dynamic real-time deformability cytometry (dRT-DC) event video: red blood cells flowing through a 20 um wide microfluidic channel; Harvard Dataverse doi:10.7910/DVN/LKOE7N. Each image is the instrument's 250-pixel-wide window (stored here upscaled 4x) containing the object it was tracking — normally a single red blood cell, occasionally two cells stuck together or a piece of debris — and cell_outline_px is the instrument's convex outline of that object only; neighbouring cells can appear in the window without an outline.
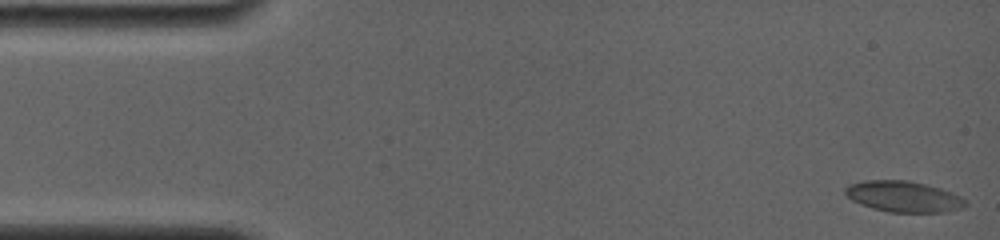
{"species": "common noctule bat (a hibernating species)", "species_latin": "Nyctalus noctula", "temperature_condition": "room temperature", "stored_images_in_passage": 39, "camera_frame_rate_fps": 4000, "um_per_image_px": 0.085, "animal": {"sex": "female", "body_mass_g": 19.0, "forearm_length_mm": 56.7}, "frame": {"image": 1, "passage_image": 1, "time_ms": 0.0, "image_size_px": [1000, 240], "cell_outline_px": [[968, 204], [964, 208], [948, 212], [888, 212], [872, 208], [860, 204], [852, 200], [844, 192], [844, 188], [848, 184], [864, 180], [908, 180], [928, 184], [952, 192], [960, 196]], "centroid_in_image_um": [76.81, 16.7], "position_along_channel_um": 8.2, "area_um2": 21.96}}
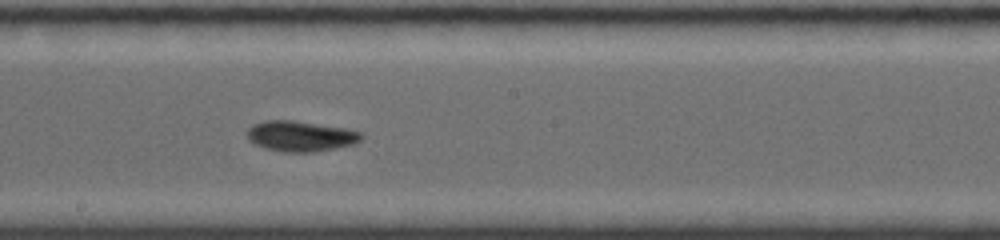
{"frame": {"image": 2, "passage_image": 22, "time_ms": 8.75, "image_size_px": [1000, 240], "cell_outline_px": [[364, 136], [356, 144], [336, 148], [312, 152], [284, 152], [264, 148], [248, 140], [248, 128], [252, 124], [264, 120], [292, 120], [348, 128], [360, 132]], "centroid_in_image_um": [25.56, 11.57], "position_along_channel_um": 222.6, "area_um2": 20.46}}
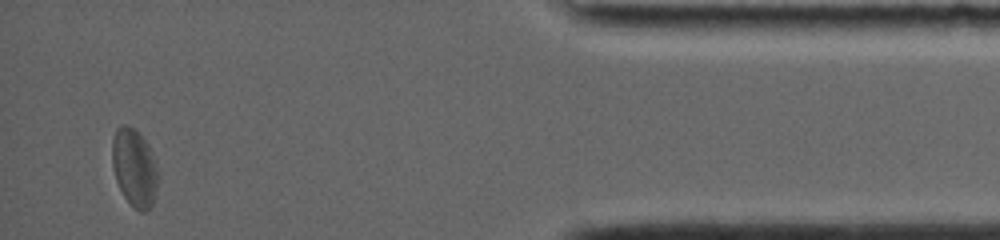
{"frame": {"image": 3, "passage_image": 38, "time_ms": 15.25, "image_size_px": [1000, 240], "cell_outline_px": [[160, 176], [152, 204], [144, 212], [140, 212], [124, 196], [116, 180], [112, 164], [112, 136], [116, 128], [124, 124], [132, 128], [144, 140], [156, 164]], "centroid_in_image_um": [11.41, 14.26], "position_along_channel_um": 423.8, "area_um2": 20.46}, "authors_computed_cell_mechanics": {"area_um2": 19.8832, "velocity_mm_per_s": 3.8152, "shape_relaxation_time_tau1_ms": 2.643, "shape_relaxation_time_tau2_ms": 4.4803, "deformation_change_tau1": 0.1085, "deformation_change_tau2": 0.0627}}